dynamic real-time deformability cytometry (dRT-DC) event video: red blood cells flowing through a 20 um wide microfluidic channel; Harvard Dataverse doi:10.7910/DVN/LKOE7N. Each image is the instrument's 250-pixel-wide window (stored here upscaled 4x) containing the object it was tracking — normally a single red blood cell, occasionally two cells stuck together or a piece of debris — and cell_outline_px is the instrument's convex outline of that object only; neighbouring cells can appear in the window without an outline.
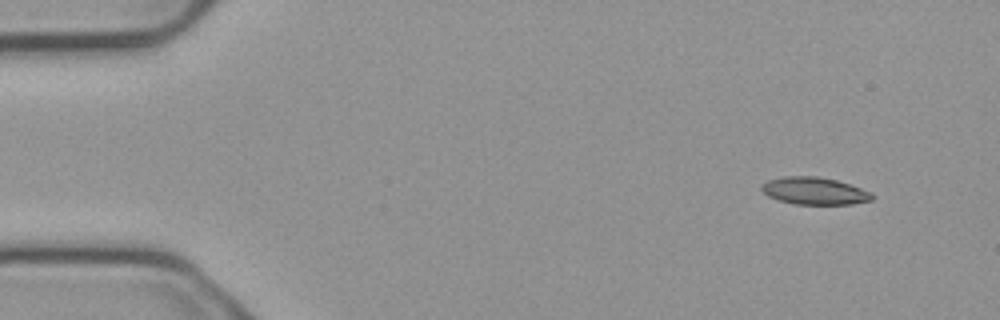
{"species": "common noctule bat (a hibernating species)", "species_latin": "Nyctalus noctula", "temperature_condition": "cold", "stored_images_in_passage": 4, "camera_frame_rate_fps": 3000, "um_per_image_px": 0.085, "animal": {"sex": "male", "body_mass_g": 23.1, "forearm_length_mm": 52.7}, "frame": {"image": 1, "passage_image": 1, "time_ms": 0.0, "image_size_px": [1000, 320], "cell_outline_px": [[872, 200], [852, 204], [796, 204], [780, 200], [768, 196], [760, 188], [768, 180], [784, 176], [816, 176], [836, 180], [872, 192]], "centroid_in_image_um": [69.23, 16.22], "position_along_channel_um": 15.8, "area_um2": 17.34}}
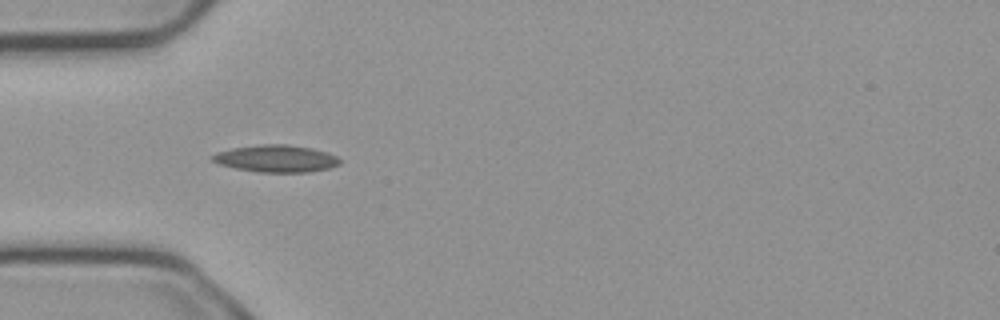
{"frame": {"image": 2, "passage_image": 4, "time_ms": 1.0, "image_size_px": [1000, 320], "cell_outline_px": [[340, 164], [328, 168], [308, 172], [256, 172], [236, 168], [220, 164], [212, 160], [212, 156], [216, 152], [232, 148], [264, 144], [284, 144], [312, 148], [336, 156], [340, 160]], "centroid_in_image_um": [23.46, 13.48], "position_along_channel_um": 61.5, "area_um2": 19.88}}